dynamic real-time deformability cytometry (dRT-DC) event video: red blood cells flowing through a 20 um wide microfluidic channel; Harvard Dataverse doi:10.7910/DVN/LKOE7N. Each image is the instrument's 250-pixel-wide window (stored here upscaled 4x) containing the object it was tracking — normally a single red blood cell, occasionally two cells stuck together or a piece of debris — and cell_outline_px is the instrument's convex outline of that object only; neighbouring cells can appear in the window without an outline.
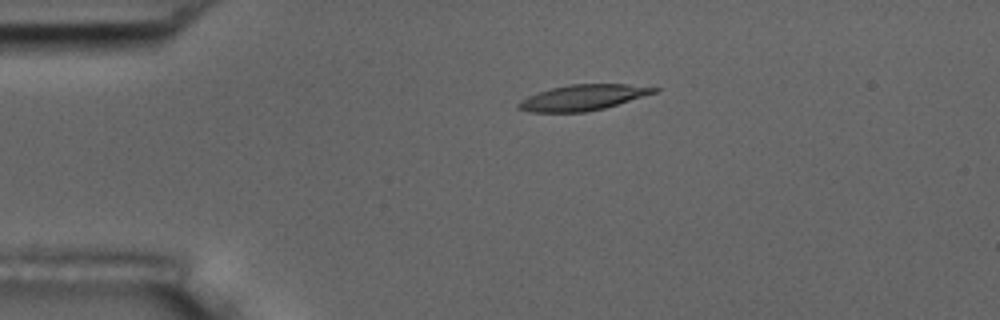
{"species": "common noctule bat (a hibernating species)", "species_latin": "Nyctalus noctula", "temperature_condition": "room temperature", "stored_images_in_passage": 3, "camera_frame_rate_fps": 3000, "um_per_image_px": 0.085, "animal": {"sex": "male", "body_mass_g": 17.5, "forearm_length_mm": 52.3}, "frame": {"image": 1, "passage_image": 2, "time_ms": 2.0, "image_size_px": [1000, 320], "cell_outline_px": [[660, 88], [656, 92], [604, 108], [584, 112], [532, 112], [516, 108], [516, 104], [520, 100], [536, 92], [552, 88], [572, 84], [628, 84]], "centroid_in_image_um": [49.49, 8.29], "position_along_channel_um": 35.5, "area_um2": 20.11}}